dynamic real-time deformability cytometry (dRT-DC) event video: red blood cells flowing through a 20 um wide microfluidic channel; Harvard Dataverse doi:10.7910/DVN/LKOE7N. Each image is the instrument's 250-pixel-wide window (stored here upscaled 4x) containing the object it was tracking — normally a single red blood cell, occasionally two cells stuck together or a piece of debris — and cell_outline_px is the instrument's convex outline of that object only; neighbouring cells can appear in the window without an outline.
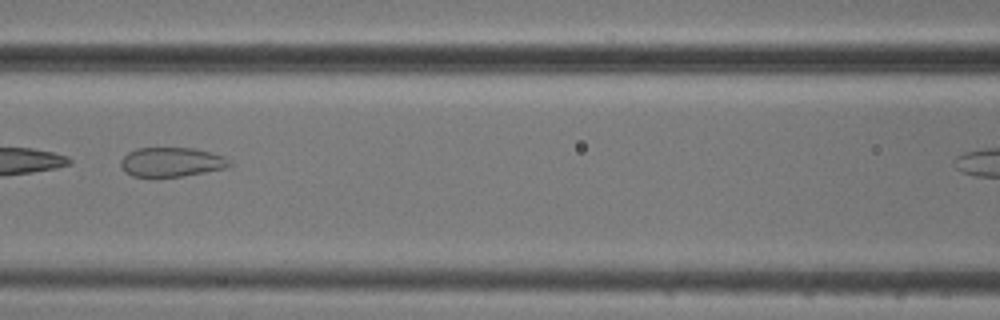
{"species": "common noctule bat (a hibernating species)", "species_latin": "Nyctalus noctula", "temperature_condition": "cold", "stored_images_in_passage": 6, "camera_frame_rate_fps": 3000, "um_per_image_px": 0.085, "animal": {"sex": "male", "body_mass_g": 20.5, "forearm_length_mm": 52.5}, "frame": {"image": 1, "passage_image": 5, "time_ms": 5.333, "image_size_px": [1000, 320], "cell_outline_px": [[236, 164], [228, 168], [184, 176], [132, 176], [124, 172], [120, 164], [120, 160], [128, 152], [136, 148], [196, 148], [224, 156], [232, 160]], "centroid_in_image_um": [14.64, 13.77], "position_along_channel_um": 152.0, "area_um2": 18.9}}